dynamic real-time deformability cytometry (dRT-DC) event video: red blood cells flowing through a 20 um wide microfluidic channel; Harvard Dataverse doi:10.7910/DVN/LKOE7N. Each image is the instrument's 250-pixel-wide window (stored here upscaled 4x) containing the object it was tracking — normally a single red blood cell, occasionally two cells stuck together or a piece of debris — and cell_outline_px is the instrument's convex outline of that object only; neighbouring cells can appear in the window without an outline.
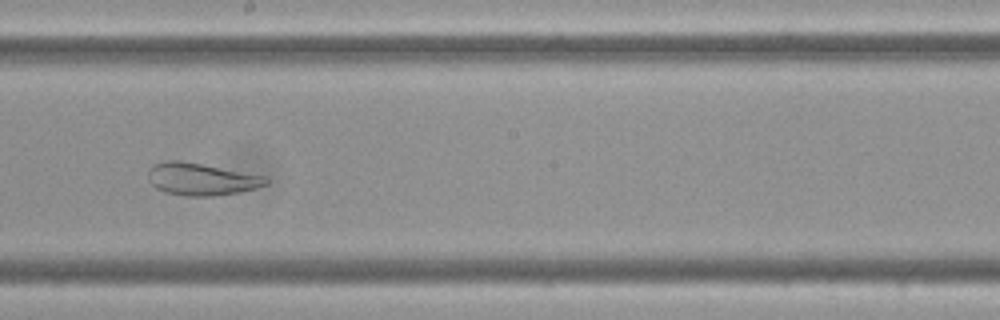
{"species": "Egyptian fruit bat (a non-hibernating species)", "species_latin": "Rousettus aegyptiacus", "temperature_condition": "cold", "stored_images_in_passage": 57, "camera_frame_rate_fps": 3000, "um_per_image_px": 0.085, "frame": {"image": 1, "passage_image": 32, "time_ms": 10.333, "image_size_px": [1000, 320], "cell_outline_px": [[268, 184], [256, 188], [216, 196], [184, 196], [164, 192], [156, 188], [148, 180], [148, 168], [152, 164], [164, 160], [180, 160], [264, 176], [268, 180]], "centroid_in_image_um": [17.04, 15.22], "position_along_channel_um": 231.2, "area_um2": 22.14}}
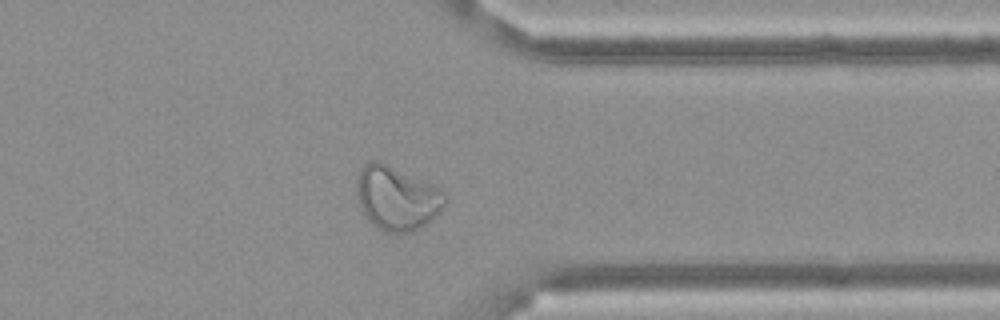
{"frame": {"image": 2, "passage_image": 45, "time_ms": 14.667, "image_size_px": [1000, 320], "cell_outline_px": [[448, 200], [440, 212], [420, 228], [412, 232], [384, 232], [372, 224], [368, 220], [360, 204], [356, 184], [356, 180], [360, 168], [364, 164], [372, 160], [376, 160], [432, 184], [444, 192], [448, 196]], "centroid_in_image_um": [33.74, 16.85], "position_along_channel_um": 377.7, "area_um2": 32.66}}
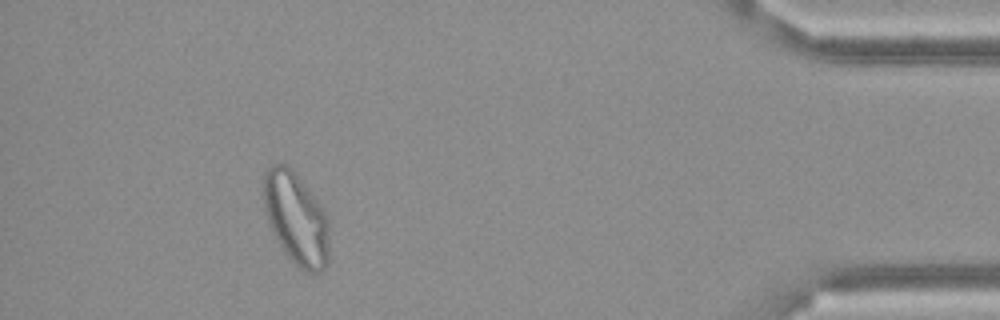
{"frame": {"image": 3, "passage_image": 52, "time_ms": 17.0, "image_size_px": [1000, 320], "cell_outline_px": [[328, 264], [320, 272], [308, 272], [296, 268], [280, 244], [268, 224], [264, 208], [264, 172], [268, 168], [276, 164], [284, 164], [292, 168], [320, 204], [328, 220]], "centroid_in_image_um": [25.17, 18.59], "position_along_channel_um": 410.0, "area_um2": 35.14}}